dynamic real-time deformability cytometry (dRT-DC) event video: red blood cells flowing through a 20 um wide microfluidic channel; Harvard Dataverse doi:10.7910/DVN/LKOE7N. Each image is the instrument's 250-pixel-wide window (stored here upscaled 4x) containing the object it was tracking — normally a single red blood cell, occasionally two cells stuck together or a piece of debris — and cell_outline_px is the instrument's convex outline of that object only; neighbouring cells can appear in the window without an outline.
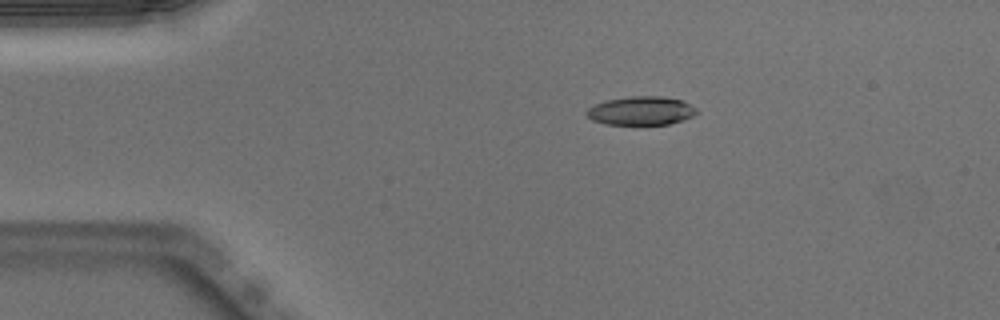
{"species": "Egyptian fruit bat (a non-hibernating species)", "species_latin": "Rousettus aegyptiacus", "temperature_condition": "warm", "stored_images_in_passage": 42, "camera_frame_rate_fps": 3000, "um_per_image_px": 0.085, "animal": {"sex": "male"}, "frame": {"image": 1, "passage_image": 1, "time_ms": 0.0, "image_size_px": [1000, 320], "cell_outline_px": [[700, 112], [684, 120], [668, 124], [604, 124], [592, 120], [588, 116], [588, 108], [596, 104], [608, 100], [628, 96], [660, 96], [680, 100], [696, 108]], "centroid_in_image_um": [54.52, 9.42], "position_along_channel_um": 30.5, "area_um2": 18.15}}
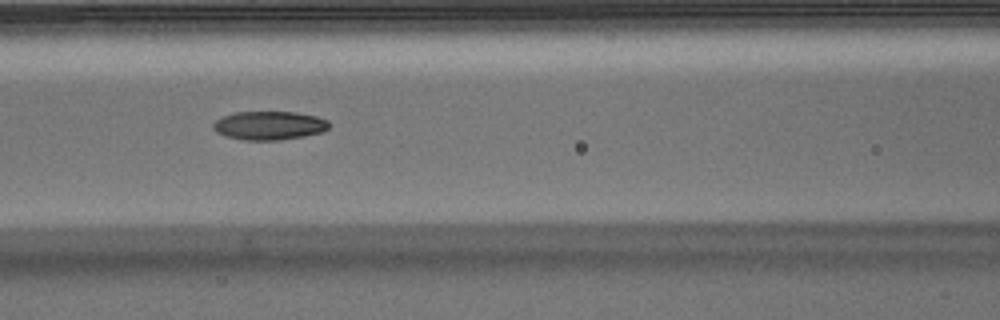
{"frame": {"image": 2, "passage_image": 13, "time_ms": 4.0, "image_size_px": [1000, 320], "cell_outline_px": [[328, 128], [320, 132], [304, 136], [280, 140], [244, 140], [224, 136], [216, 132], [212, 128], [212, 124], [216, 120], [224, 116], [236, 112], [296, 112], [316, 116], [328, 120]], "centroid_in_image_um": [22.85, 10.67], "position_along_channel_um": 143.8, "area_um2": 19.31}}
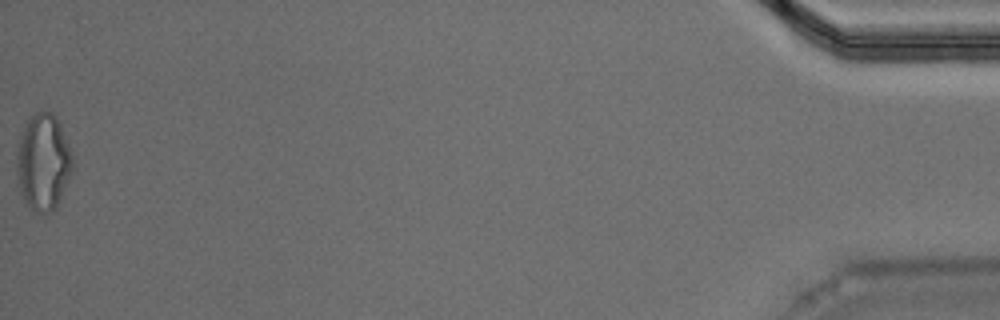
{"frame": {"image": 3, "passage_image": 42, "time_ms": 13.667, "image_size_px": [1000, 320], "cell_outline_px": [[72, 172], [56, 208], [52, 212], [40, 216], [32, 212], [24, 200], [20, 192], [16, 172], [16, 144], [20, 132], [28, 116], [36, 112], [52, 112], [56, 116], [60, 124], [68, 144], [72, 156]], "centroid_in_image_um": [3.63, 13.8], "position_along_channel_um": 431.6, "area_um2": 32.25}, "authors_computed_cell_mechanics": {"area_um2": 19.8254, "velocity_mm_per_s": 4.0101, "shape_relaxation_time_tau1_ms": 11.0045, "shape_relaxation_time_tau2_ms": 4.0443, "deformation_change_tau1": 0.2723, "deformation_change_tau2": 0.1129}}